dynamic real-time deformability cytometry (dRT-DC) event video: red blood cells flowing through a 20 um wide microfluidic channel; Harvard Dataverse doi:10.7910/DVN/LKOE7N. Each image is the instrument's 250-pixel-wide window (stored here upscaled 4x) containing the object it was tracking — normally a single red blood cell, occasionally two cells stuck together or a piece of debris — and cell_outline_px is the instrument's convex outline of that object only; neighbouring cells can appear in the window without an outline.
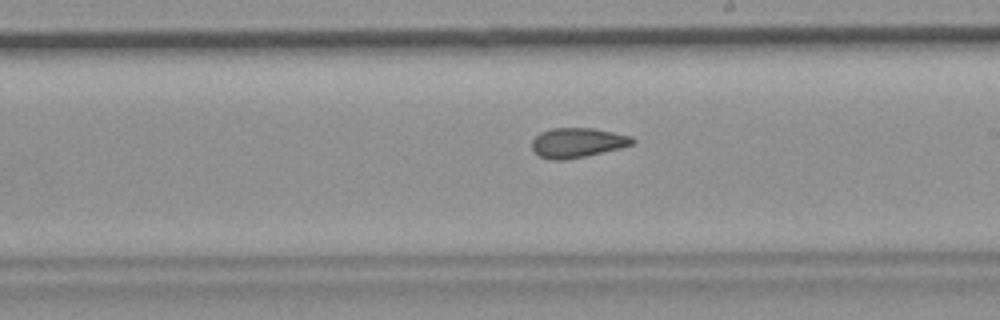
{"species": "common noctule bat (a hibernating species)", "species_latin": "Nyctalus noctula", "temperature_condition": "room temperature", "stored_images_in_passage": 45, "camera_frame_rate_fps": 3000, "um_per_image_px": 0.085, "animal": {"sex": "female", "body_mass_g": 19.9}, "frame": {"image": 1, "passage_image": 32, "time_ms": 10.333, "image_size_px": [1000, 320], "cell_outline_px": [[636, 140], [632, 144], [620, 148], [584, 156], [564, 160], [548, 160], [540, 156], [532, 148], [532, 140], [540, 132], [552, 128], [592, 128], [632, 136]], "centroid_in_image_um": [49.06, 12.12], "position_along_channel_um": 239.9, "area_um2": 17.28}}